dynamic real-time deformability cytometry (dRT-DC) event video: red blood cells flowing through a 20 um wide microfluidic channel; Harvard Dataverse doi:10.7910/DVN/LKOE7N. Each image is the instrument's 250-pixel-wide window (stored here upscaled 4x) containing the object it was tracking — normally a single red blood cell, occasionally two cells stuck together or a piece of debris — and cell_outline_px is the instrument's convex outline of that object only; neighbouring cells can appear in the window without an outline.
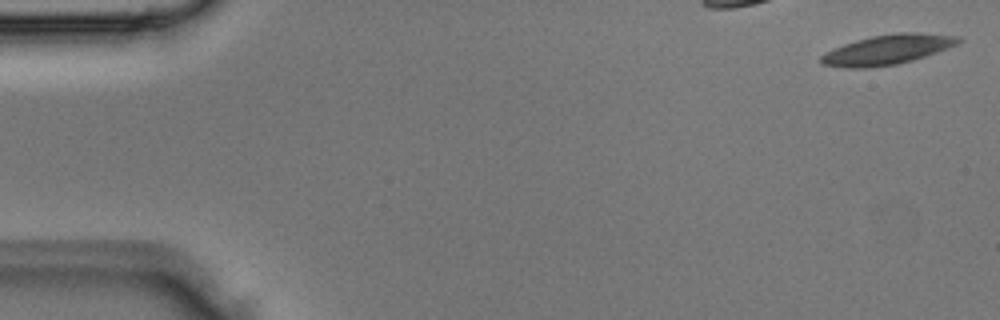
{"species": "Egyptian fruit bat (a non-hibernating species)", "species_latin": "Rousettus aegyptiacus", "temperature_condition": "room temperature", "stored_images_in_passage": 5, "camera_frame_rate_fps": 3000, "um_per_image_px": 0.085, "animal": {"sex": "male"}, "frame": {"image": 1, "passage_image": 1, "time_ms": 0.0, "image_size_px": [1000, 320], "cell_outline_px": [[964, 40], [948, 48], [912, 60], [896, 64], [872, 68], [844, 68], [820, 64], [820, 56], [832, 48], [856, 40], [872, 36], [896, 32], [916, 32], [960, 36]], "centroid_in_image_um": [75.41, 4.22], "position_along_channel_um": 9.6, "area_um2": 23.99}}
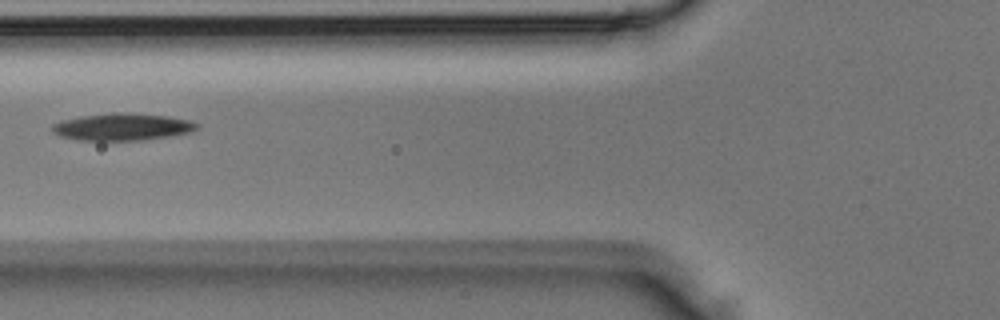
{"frame": {"image": 2, "passage_image": 5, "time_ms": 1.333, "image_size_px": [1000, 320], "cell_outline_px": [[200, 128], [192, 132], [144, 140], [80, 140], [64, 136], [52, 132], [52, 124], [60, 120], [80, 116], [112, 112], [124, 112], [168, 116], [192, 120], [200, 124]], "centroid_in_image_um": [10.45, 10.77], "position_along_channel_um": 115.3, "area_um2": 23.06}}